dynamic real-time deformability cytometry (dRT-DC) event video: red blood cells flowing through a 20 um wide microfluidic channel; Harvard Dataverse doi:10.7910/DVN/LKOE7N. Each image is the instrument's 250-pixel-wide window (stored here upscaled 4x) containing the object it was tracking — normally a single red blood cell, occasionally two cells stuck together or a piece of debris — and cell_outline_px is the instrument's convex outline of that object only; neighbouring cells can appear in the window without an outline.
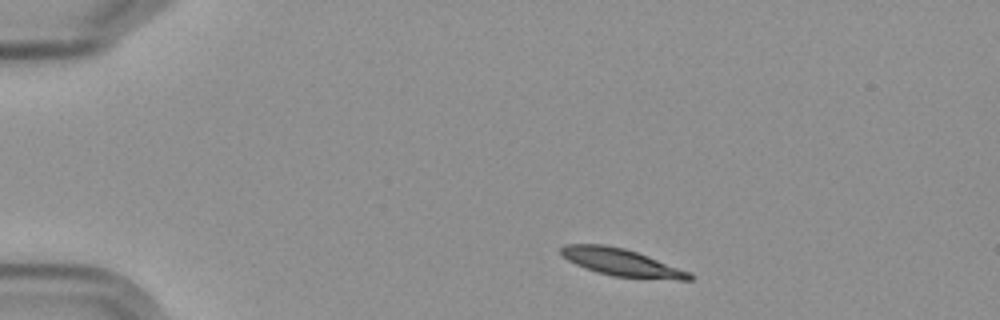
{"species": "Egyptian fruit bat (a non-hibernating species)", "species_latin": "Rousettus aegyptiacus", "temperature_condition": "cold", "stored_images_in_passage": 3, "camera_frame_rate_fps": 3000, "um_per_image_px": 0.085, "frame": {"image": 1, "passage_image": 1, "time_ms": 0.0, "image_size_px": [1000, 320], "cell_outline_px": [[696, 276], [692, 280], [676, 280], [612, 276], [596, 272], [576, 264], [568, 260], [560, 252], [560, 248], [564, 244], [604, 244], [624, 248], [648, 256], [692, 272]], "centroid_in_image_um": [52.89, 22.31], "position_along_channel_um": 32.1, "area_um2": 20.58}}